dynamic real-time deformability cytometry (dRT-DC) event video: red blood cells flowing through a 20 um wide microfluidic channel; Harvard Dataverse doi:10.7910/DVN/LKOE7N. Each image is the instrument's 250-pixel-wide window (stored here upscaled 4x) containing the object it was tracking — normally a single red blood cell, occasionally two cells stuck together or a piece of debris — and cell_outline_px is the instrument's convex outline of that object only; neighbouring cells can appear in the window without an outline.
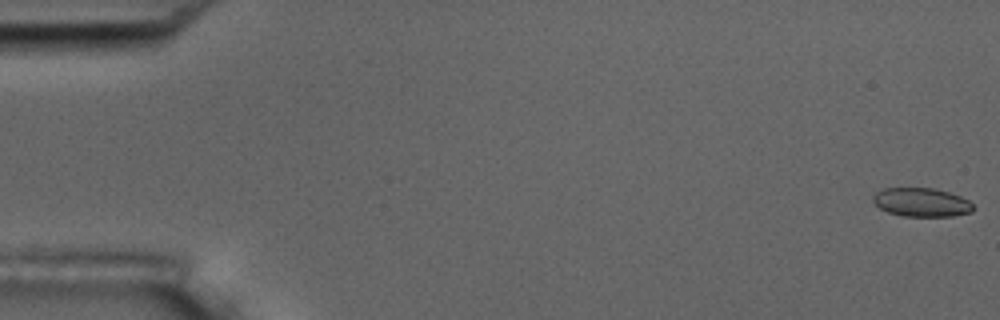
{"species": "common noctule bat (a hibernating species)", "species_latin": "Nyctalus noctula", "temperature_condition": "room temperature", "stored_images_in_passage": 56, "camera_frame_rate_fps": 3000, "um_per_image_px": 0.085, "animal": {"sex": "male", "body_mass_g": 17.5, "forearm_length_mm": 52.3}, "frame": {"image": 1, "passage_image": 1, "time_ms": 0.0, "image_size_px": [1000, 320], "cell_outline_px": [[976, 208], [972, 212], [952, 216], [900, 216], [888, 212], [880, 208], [872, 200], [872, 196], [876, 192], [884, 188], [932, 188], [948, 192], [960, 196], [968, 200]], "centroid_in_image_um": [78.33, 17.2], "position_along_channel_um": 6.7, "area_um2": 16.82}}
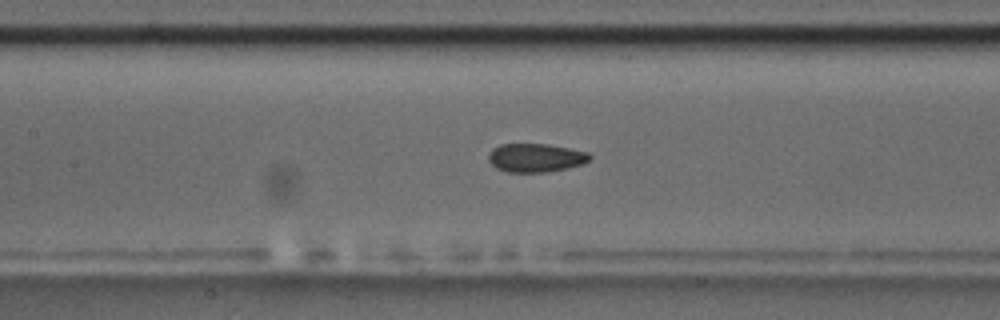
{"frame": {"image": 2, "passage_image": 26, "time_ms": 8.333, "image_size_px": [1000, 320], "cell_outline_px": [[592, 160], [584, 164], [568, 168], [548, 172], [508, 172], [496, 168], [488, 160], [488, 152], [492, 148], [500, 144], [548, 144], [588, 152], [592, 156]], "centroid_in_image_um": [45.55, 13.41], "position_along_channel_um": 161.9, "area_um2": 17.11}}
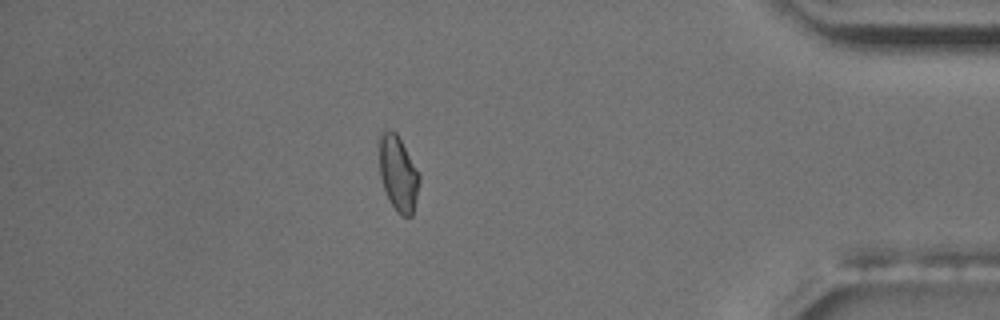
{"frame": {"image": 3, "passage_image": 49, "time_ms": 16.0, "image_size_px": [1000, 320], "cell_outline_px": [[420, 180], [412, 216], [400, 216], [396, 212], [388, 200], [380, 176], [376, 136], [380, 128], [388, 128], [396, 132], [420, 172]], "centroid_in_image_um": [33.78, 14.64], "position_along_channel_um": 401.4, "area_um2": 18.55}, "authors_computed_cell_mechanics": {"area_um2": 17.3978, "velocity_mm_per_s": 3.6422, "shape_relaxation_time_tau1_ms": null, "shape_relaxation_time_tau2_ms": 1.5412, "deformation_change_tau1": null, "deformation_change_tau2": 0.0541}}